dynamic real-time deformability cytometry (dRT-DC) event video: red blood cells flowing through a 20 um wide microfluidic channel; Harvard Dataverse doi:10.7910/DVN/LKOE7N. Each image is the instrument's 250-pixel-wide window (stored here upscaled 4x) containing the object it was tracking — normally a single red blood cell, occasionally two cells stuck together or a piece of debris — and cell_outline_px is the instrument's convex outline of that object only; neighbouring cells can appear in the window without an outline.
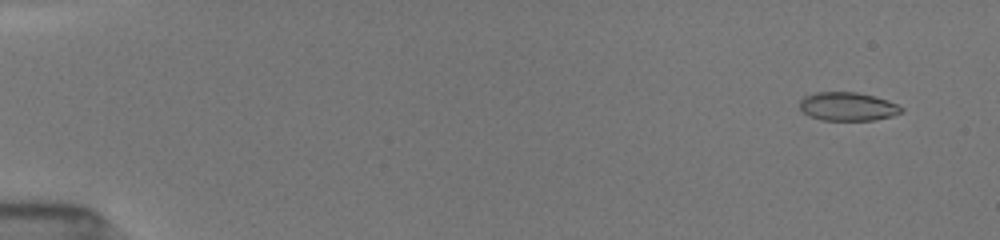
{"species": "common noctule bat (a hibernating species)", "species_latin": "Nyctalus noctula", "temperature_condition": "room temperature", "stored_images_in_passage": 33, "camera_frame_rate_fps": 3000, "um_per_image_px": 0.085, "animal": {"sex": "female", "body_mass_g": 19.5, "forearm_length_mm": 54.1}, "frame": {"image": 1, "passage_image": 4, "time_ms": 1.0, "image_size_px": [1000, 240], "cell_outline_px": [[904, 112], [892, 116], [872, 120], [820, 120], [808, 116], [800, 108], [800, 100], [804, 96], [816, 92], [856, 92], [876, 96], [888, 100], [904, 108]], "centroid_in_image_um": [72.06, 9.05], "position_along_channel_um": 12.9, "area_um2": 17.05}}
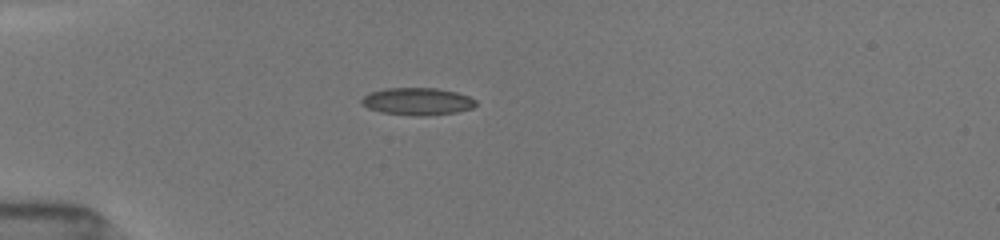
{"frame": {"image": 2, "passage_image": 27, "time_ms": 5.0, "image_size_px": [1000, 240], "cell_outline_px": [[476, 104], [472, 108], [456, 112], [424, 116], [416, 116], [380, 112], [368, 108], [360, 104], [360, 100], [368, 92], [384, 88], [436, 88], [456, 92], [468, 96], [476, 100]], "centroid_in_image_um": [35.43, 8.62], "position_along_channel_um": 49.6, "area_um2": 18.32}}